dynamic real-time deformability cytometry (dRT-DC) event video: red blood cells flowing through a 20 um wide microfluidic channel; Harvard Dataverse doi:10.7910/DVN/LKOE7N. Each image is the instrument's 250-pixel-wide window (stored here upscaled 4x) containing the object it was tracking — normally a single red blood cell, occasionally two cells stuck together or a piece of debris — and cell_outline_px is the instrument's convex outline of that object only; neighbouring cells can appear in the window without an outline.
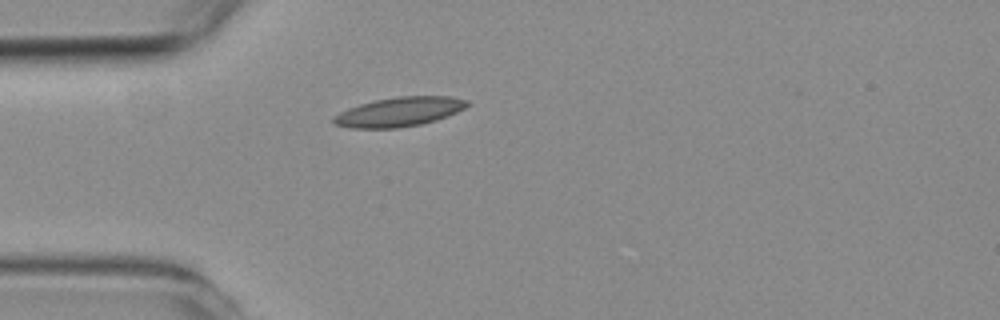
{"species": "common noctule bat (a hibernating species)", "species_latin": "Nyctalus noctula", "temperature_condition": "room temperature", "stored_images_in_passage": 1, "camera_frame_rate_fps": 3000, "um_per_image_px": 0.085, "animal": {"sex": "female", "body_mass_g": 19.3, "forearm_length_mm": 54.1}, "frame": {"image": 1, "passage_image": 1, "time_ms": 0.0, "image_size_px": [1000, 320], "cell_outline_px": [[472, 104], [456, 112], [436, 120], [420, 124], [396, 128], [352, 128], [332, 124], [332, 116], [348, 108], [360, 104], [376, 100], [400, 96], [448, 96], [468, 100]], "centroid_in_image_um": [33.92, 9.5], "position_along_channel_um": 51.1, "area_um2": 22.77}}